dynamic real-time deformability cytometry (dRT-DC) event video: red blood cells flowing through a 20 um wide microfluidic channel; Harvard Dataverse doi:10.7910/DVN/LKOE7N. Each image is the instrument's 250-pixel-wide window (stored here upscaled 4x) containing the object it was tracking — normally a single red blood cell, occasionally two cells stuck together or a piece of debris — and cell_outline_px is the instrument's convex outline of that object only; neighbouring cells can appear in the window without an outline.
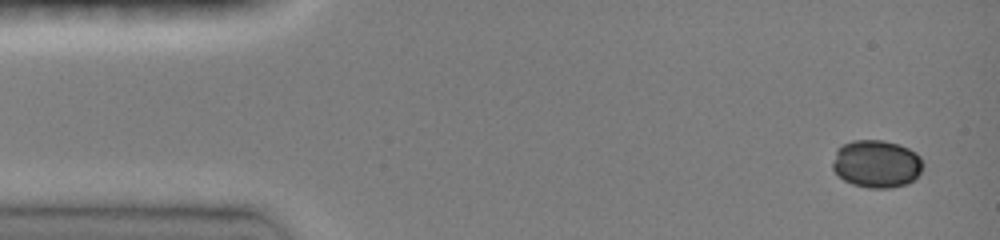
{"species": "common noctule bat (a hibernating species)", "species_latin": "Nyctalus noctula", "temperature_condition": "room temperature", "stored_images_in_passage": 5, "camera_frame_rate_fps": 3000, "um_per_image_px": 0.085, "animal": {"sex": "female", "body_mass_g": 19.0, "forearm_length_mm": 51.5}, "frame": {"image": 1, "passage_image": 1, "time_ms": 0.0, "image_size_px": [1000, 240], "cell_outline_px": [[924, 164], [920, 172], [908, 184], [888, 188], [868, 188], [852, 184], [844, 180], [832, 168], [832, 164], [836, 148], [852, 140], [884, 140], [900, 144], [916, 152], [920, 156]], "centroid_in_image_um": [74.51, 13.91], "position_along_channel_um": 10.5, "area_um2": 25.32}}